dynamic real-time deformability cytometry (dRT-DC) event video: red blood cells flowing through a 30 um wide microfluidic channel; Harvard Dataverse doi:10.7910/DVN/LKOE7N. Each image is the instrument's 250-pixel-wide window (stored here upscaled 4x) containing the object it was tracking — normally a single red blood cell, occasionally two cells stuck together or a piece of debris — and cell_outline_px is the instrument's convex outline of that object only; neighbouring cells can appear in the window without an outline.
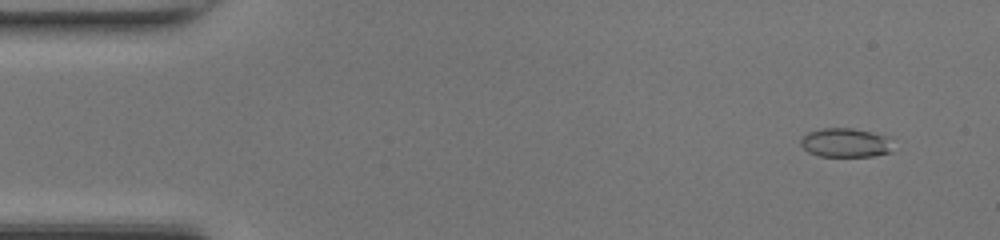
{"species": "common noctule bat (a hibernating species)", "species_latin": "Nyctalus noctula", "temperature_condition": "room temperature", "stored_images_in_passage": 50, "segment_of_instrument_passage": [1, 2], "camera_frame_rate_fps": 3000, "um_per_image_px": 0.085, "animal": {"sex": "female", "body_mass_g": 17.0, "forearm_length_mm": 48.0}, "frame": {"image": 1, "passage_image": 4, "time_ms": 1.0, "image_size_px": [1000, 240], "cell_outline_px": [[892, 152], [872, 156], [820, 156], [808, 152], [800, 144], [800, 140], [808, 132], [820, 128], [852, 128], [872, 132], [884, 136]], "centroid_in_image_um": [71.79, 12.13], "position_along_channel_um": 13.2, "area_um2": 15.32}}
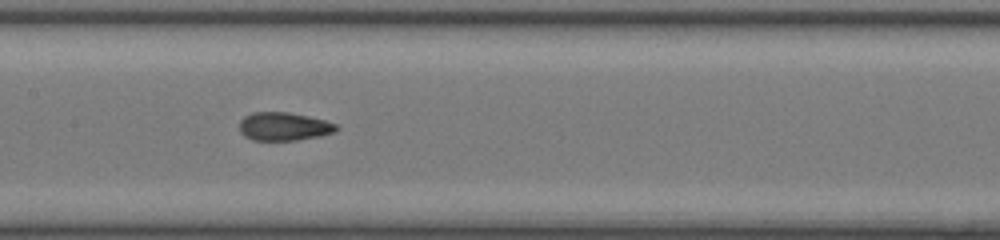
{"frame": {"image": 2, "passage_image": 24, "time_ms": 7.667, "image_size_px": [1000, 240], "cell_outline_px": [[340, 128], [336, 132], [320, 136], [296, 140], [252, 140], [244, 136], [240, 132], [240, 120], [244, 116], [252, 112], [288, 112], [308, 116], [324, 120], [336, 124]], "centroid_in_image_um": [24.13, 10.75], "position_along_channel_um": 183.3, "area_um2": 16.07}}
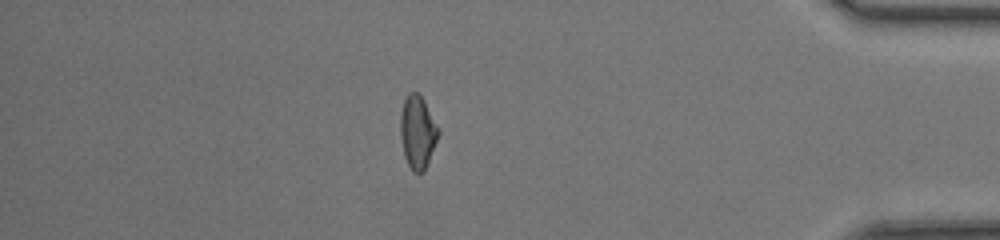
{"frame": {"image": 3, "passage_image": 42, "time_ms": 13.667, "image_size_px": [1000, 240], "cell_outline_px": [[440, 132], [424, 172], [412, 172], [404, 156], [400, 136], [400, 116], [404, 100], [408, 92], [416, 92], [420, 96], [440, 128]], "centroid_in_image_um": [35.49, 11.24], "position_along_channel_um": 399.7, "area_um2": 16.07}}